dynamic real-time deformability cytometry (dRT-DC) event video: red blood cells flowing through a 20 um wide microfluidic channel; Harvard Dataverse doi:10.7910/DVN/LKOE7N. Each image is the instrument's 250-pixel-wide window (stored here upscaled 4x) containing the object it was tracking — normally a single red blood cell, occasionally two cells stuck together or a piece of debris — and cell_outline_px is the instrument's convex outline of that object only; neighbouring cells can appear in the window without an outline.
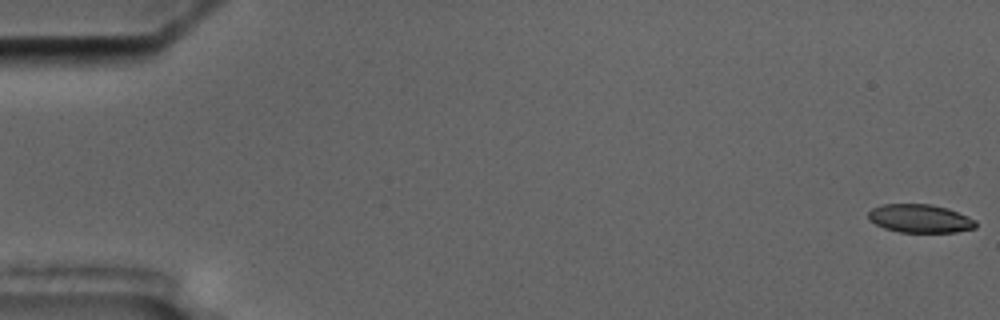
{"species": "common noctule bat (a hibernating species)", "species_latin": "Nyctalus noctula", "temperature_condition": "cold", "stored_images_in_passage": 6, "camera_frame_rate_fps": 3000, "um_per_image_px": 0.085, "animal": {"sex": "male", "body_mass_g": 17.5, "forearm_length_mm": 52.3}, "frame": {"image": 1, "passage_image": 1, "time_ms": 0.0, "image_size_px": [1000, 320], "cell_outline_px": [[976, 228], [956, 232], [900, 232], [884, 228], [868, 220], [868, 212], [872, 208], [884, 204], [928, 204], [944, 208], [968, 216], [976, 220]], "centroid_in_image_um": [78.18, 18.58], "position_along_channel_um": 6.8, "area_um2": 17.63}}
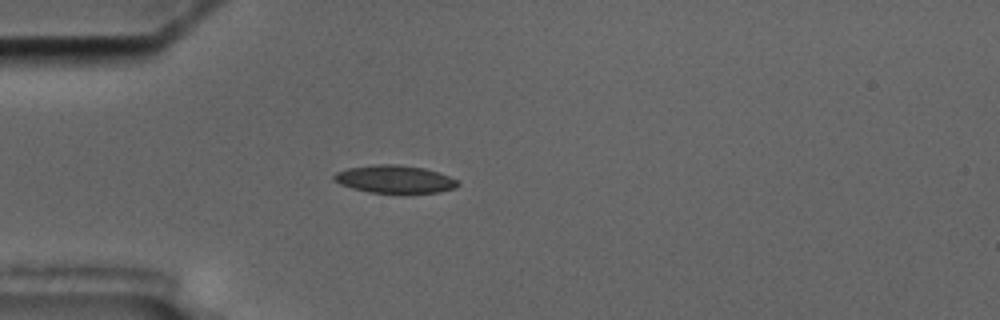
{"frame": {"image": 2, "passage_image": 5, "time_ms": 5.333, "image_size_px": [1000, 320], "cell_outline_px": [[460, 184], [456, 188], [440, 192], [368, 192], [352, 188], [340, 184], [332, 180], [332, 176], [336, 172], [348, 168], [376, 164], [396, 164], [424, 168], [460, 180]], "centroid_in_image_um": [33.54, 15.22], "position_along_channel_um": 51.5, "area_um2": 19.94}}